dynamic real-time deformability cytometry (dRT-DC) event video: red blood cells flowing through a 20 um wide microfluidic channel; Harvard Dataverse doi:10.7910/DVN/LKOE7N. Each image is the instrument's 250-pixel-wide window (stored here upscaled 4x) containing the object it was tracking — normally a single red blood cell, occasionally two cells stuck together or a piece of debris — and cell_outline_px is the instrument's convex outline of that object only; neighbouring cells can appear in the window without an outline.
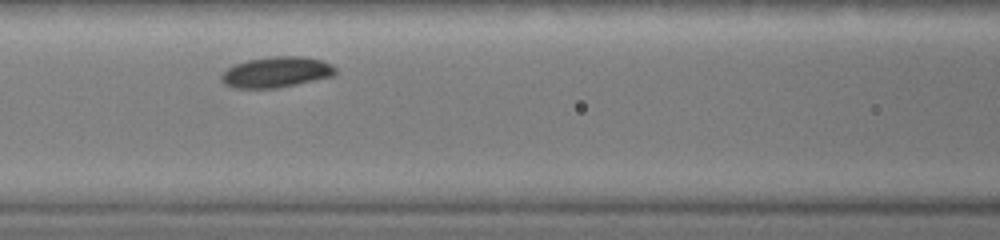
{"species": "common noctule bat (a hibernating species)", "species_latin": "Nyctalus noctula", "temperature_condition": "warm", "stored_images_in_passage": 4, "camera_frame_rate_fps": 3000, "um_per_image_px": 0.085, "animal": {"sex": "female", "body_mass_g": 19.0, "forearm_length_mm": 51.5}, "frame": {"image": 1, "passage_image": 3, "time_ms": 1.667, "image_size_px": [1000, 240], "cell_outline_px": [[336, 72], [332, 76], [296, 84], [276, 88], [236, 88], [224, 84], [220, 80], [220, 76], [232, 64], [248, 60], [272, 56], [304, 56], [324, 60], [332, 64], [336, 68]], "centroid_in_image_um": [23.48, 6.12], "position_along_channel_um": 143.1, "area_um2": 20.52}}
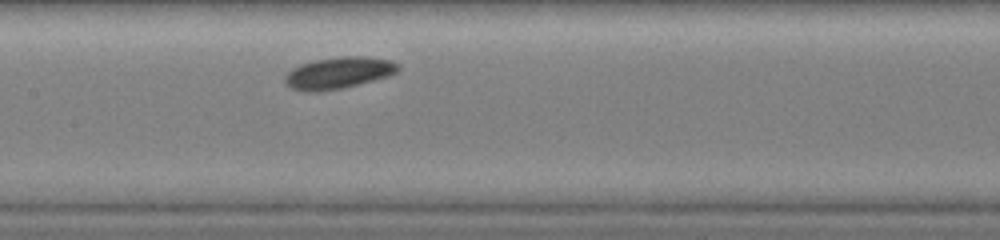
{"frame": {"image": 2, "passage_image": 4, "time_ms": 2.333, "image_size_px": [1000, 240], "cell_outline_px": [[400, 68], [396, 72], [388, 76], [344, 88], [320, 92], [308, 92], [292, 88], [284, 80], [284, 76], [292, 68], [300, 64], [316, 60], [340, 56], [368, 56], [392, 60], [400, 64]], "centroid_in_image_um": [28.8, 6.19], "position_along_channel_um": 178.6, "area_um2": 21.04}}